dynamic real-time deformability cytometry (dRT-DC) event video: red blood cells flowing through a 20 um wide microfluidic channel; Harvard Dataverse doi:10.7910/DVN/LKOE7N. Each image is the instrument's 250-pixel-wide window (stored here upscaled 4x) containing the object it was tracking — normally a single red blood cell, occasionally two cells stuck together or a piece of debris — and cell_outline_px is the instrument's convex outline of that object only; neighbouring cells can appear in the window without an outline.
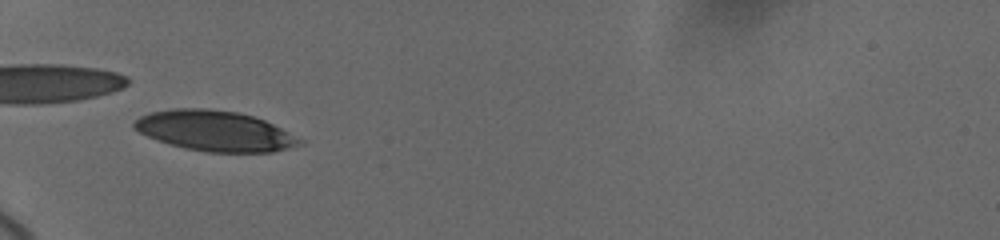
{"species": "human", "species_latin": "Homo sapiens", "temperature_condition": "cold", "stored_images_in_passage": 54, "camera_frame_rate_fps": 3000, "um_per_image_px": 0.085, "donor": {"sex": "female"}, "frame": {"image": 1, "passage_image": 1, "time_ms": 0.0, "image_size_px": [1000, 240], "cell_outline_px": [[304, 144], [272, 152], [208, 152], [184, 148], [148, 136], [132, 128], [132, 124], [140, 116], [152, 112], [172, 108], [208, 108], [236, 112], [252, 116], [264, 120], [304, 140]], "centroid_in_image_um": [18.27, 11.12], "position_along_channel_um": 66.7, "area_um2": 38.67}}
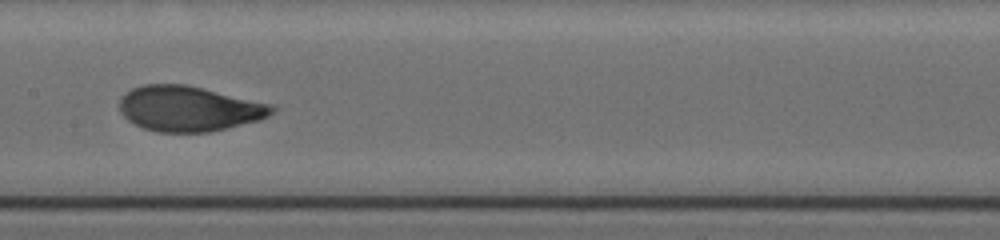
{"frame": {"image": 2, "passage_image": 28, "time_ms": 3.667, "image_size_px": [1000, 240], "cell_outline_px": [[276, 108], [268, 116], [260, 120], [208, 132], [156, 132], [144, 128], [128, 120], [120, 112], [120, 96], [132, 88], [144, 84], [184, 84], [276, 104]], "centroid_in_image_um": [16.08, 9.22], "position_along_channel_um": 191.3, "area_um2": 40.34}}
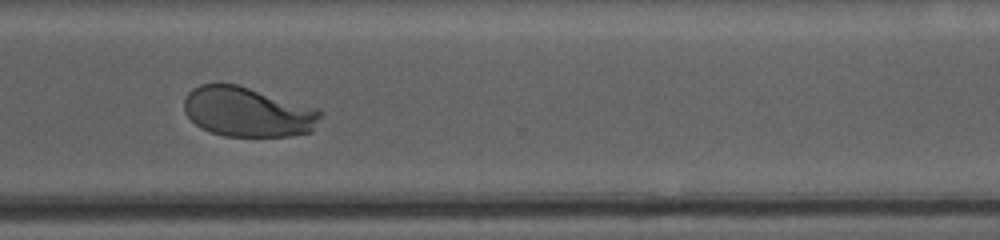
{"frame": {"image": 3, "passage_image": 45, "time_ms": 8.0, "image_size_px": [1000, 240], "cell_outline_px": [[324, 112], [312, 132], [292, 136], [224, 136], [200, 128], [184, 112], [184, 100], [188, 92], [192, 88], [200, 84], [236, 84], [320, 108]], "centroid_in_image_um": [21.1, 9.52], "position_along_channel_um": 349.5, "area_um2": 39.88}, "authors_computed_cell_mechanics": {"area_um2": 40.0843, "velocity_mm_per_s": 3.6668, "shape_relaxation_time_tau1_ms": 3.3306, "shape_relaxation_time_tau2_ms": null, "deformation_change_tau1": 0.1557, "deformation_change_tau2": null}}